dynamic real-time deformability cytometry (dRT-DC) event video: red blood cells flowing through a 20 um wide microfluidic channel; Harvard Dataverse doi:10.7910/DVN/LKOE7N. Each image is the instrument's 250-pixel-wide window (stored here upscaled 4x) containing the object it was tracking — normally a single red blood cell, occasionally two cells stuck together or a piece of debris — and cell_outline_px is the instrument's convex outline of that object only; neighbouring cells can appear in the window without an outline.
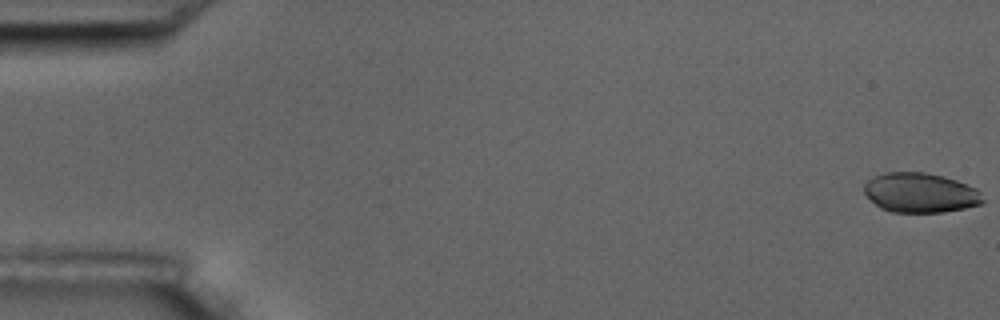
{"species": "common noctule bat (a hibernating species)", "species_latin": "Nyctalus noctula", "temperature_condition": "room temperature", "stored_images_in_passage": 16, "camera_frame_rate_fps": 3000, "um_per_image_px": 0.085, "animal": {"sex": "male", "body_mass_g": 17.5, "forearm_length_mm": 52.3}, "frame": {"image": 1, "passage_image": 1, "time_ms": 0.0, "image_size_px": [1000, 320], "cell_outline_px": [[984, 200], [980, 204], [964, 208], [944, 212], [892, 212], [880, 208], [864, 192], [864, 184], [872, 176], [884, 172], [924, 172], [944, 176], [956, 180], [976, 188], [980, 192]], "centroid_in_image_um": [78.21, 16.37], "position_along_channel_um": 6.8, "area_um2": 27.46}}
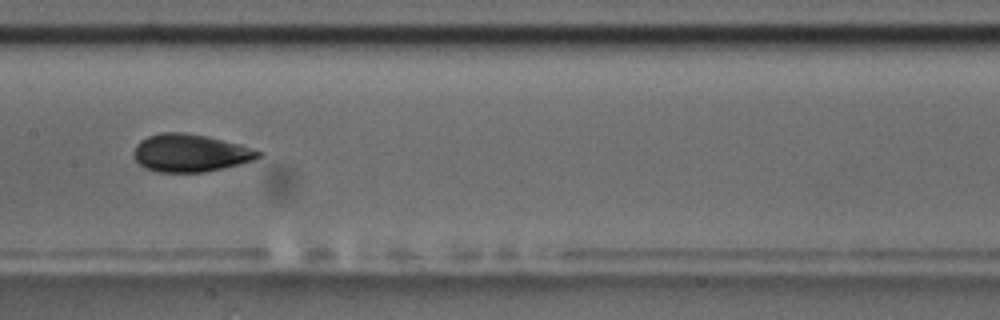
{"frame": {"image": 2, "passage_image": 9, "time_ms": 9.333, "image_size_px": [1000, 320], "cell_outline_px": [[264, 152], [260, 156], [252, 160], [240, 164], [204, 172], [156, 172], [144, 168], [136, 160], [132, 152], [136, 144], [140, 140], [148, 136], [160, 132], [184, 132], [208, 136], [240, 144]], "centroid_in_image_um": [16.15, 12.99], "position_along_channel_um": 191.2, "area_um2": 27.57}}
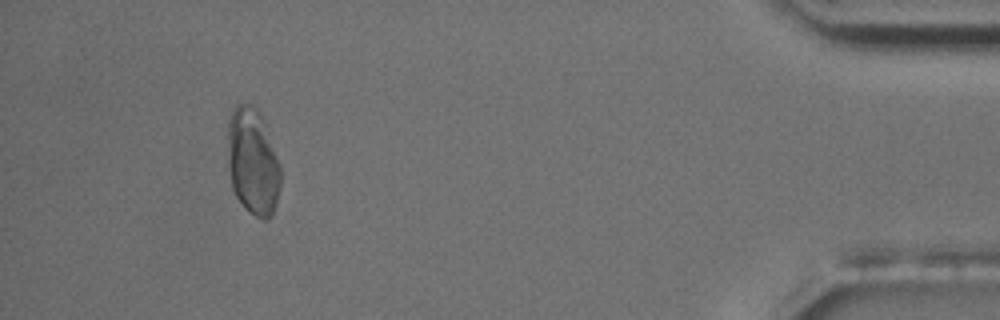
{"frame": {"image": 3, "passage_image": 16, "time_ms": 17.333, "image_size_px": [1000, 320], "cell_outline_px": [[280, 184], [276, 204], [272, 212], [264, 220], [260, 220], [248, 212], [236, 196], [232, 188], [228, 168], [228, 120], [236, 104], [252, 104], [256, 108], [260, 116], [276, 156], [280, 168]], "centroid_in_image_um": [21.45, 13.78], "position_along_channel_um": 413.7, "area_um2": 32.37}, "authors_computed_cell_mechanics": {"area_um2": 27.5128, "velocity_mm_per_s": 3.5799, "shape_relaxation_time_tau1_ms": 4.6392, "shape_relaxation_time_tau2_ms": 1.0811, "deformation_change_tau1": 0.1348, "deformation_change_tau2": 0.0607}}